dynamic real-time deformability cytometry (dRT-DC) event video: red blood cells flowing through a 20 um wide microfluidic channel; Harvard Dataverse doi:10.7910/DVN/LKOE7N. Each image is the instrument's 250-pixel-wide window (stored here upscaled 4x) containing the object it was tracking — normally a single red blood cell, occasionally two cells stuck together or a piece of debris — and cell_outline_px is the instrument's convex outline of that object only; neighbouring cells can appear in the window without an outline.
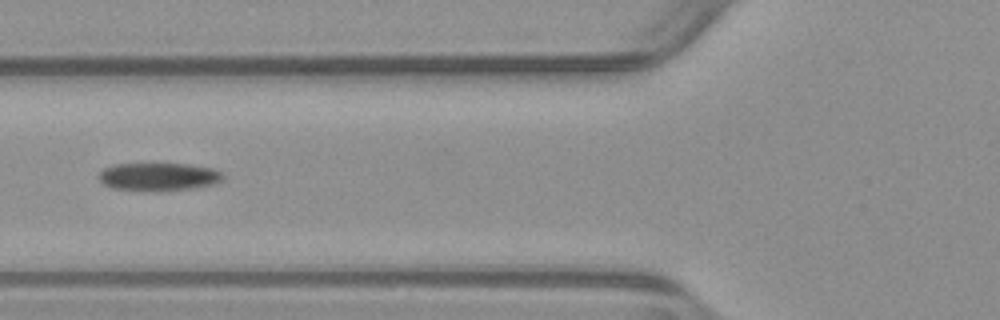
{"species": "common noctule bat (a hibernating species)", "species_latin": "Nyctalus noctula", "temperature_condition": "warm", "stored_images_in_passage": 45, "camera_frame_rate_fps": 3000, "um_per_image_px": 0.085, "animal": {"sex": "male", "body_mass_g": 23.1, "forearm_length_mm": 52.7}, "frame": {"image": 1, "passage_image": 19, "time_ms": 6.0, "image_size_px": [1000, 320], "cell_outline_px": [[224, 180], [216, 184], [192, 188], [160, 192], [156, 192], [112, 188], [104, 184], [100, 180], [100, 172], [104, 168], [116, 164], [188, 164], [212, 168], [220, 172], [224, 176]], "centroid_in_image_um": [13.52, 15.04], "position_along_channel_um": 112.3, "area_um2": 20.4}}
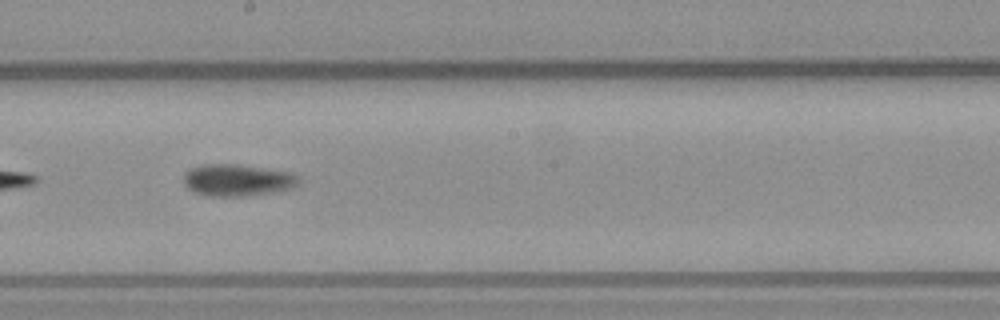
{"frame": {"image": 2, "passage_image": 28, "time_ms": 9.0, "image_size_px": [1000, 320], "cell_outline_px": [[300, 184], [296, 188], [280, 192], [244, 196], [208, 196], [196, 192], [188, 188], [184, 184], [184, 172], [200, 164], [236, 164], [292, 172], [300, 180]], "centroid_in_image_um": [20.24, 15.32], "position_along_channel_um": 228.0, "area_um2": 21.73}}
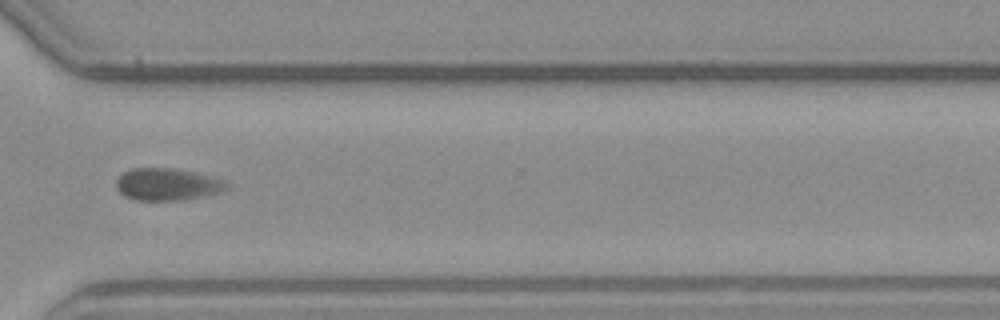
{"frame": {"image": 3, "passage_image": 38, "time_ms": 12.333, "image_size_px": [1000, 320], "cell_outline_px": [[228, 188], [224, 192], [208, 196], [188, 200], [136, 200], [124, 196], [116, 188], [116, 180], [124, 172], [132, 168], [176, 168], [224, 180], [228, 184]], "centroid_in_image_um": [14.25, 15.69], "position_along_channel_um": 356.3, "area_um2": 20.92}, "authors_computed_cell_mechanics": {"area_um2": 21.097, "velocity_mm_per_s": 3.8527, "shape_relaxation_time_tau1_ms": 8.2793, "shape_relaxation_time_tau2_ms": 2.3139, "deformation_change_tau1": 0.1586, "deformation_change_tau2": 0.0601}}